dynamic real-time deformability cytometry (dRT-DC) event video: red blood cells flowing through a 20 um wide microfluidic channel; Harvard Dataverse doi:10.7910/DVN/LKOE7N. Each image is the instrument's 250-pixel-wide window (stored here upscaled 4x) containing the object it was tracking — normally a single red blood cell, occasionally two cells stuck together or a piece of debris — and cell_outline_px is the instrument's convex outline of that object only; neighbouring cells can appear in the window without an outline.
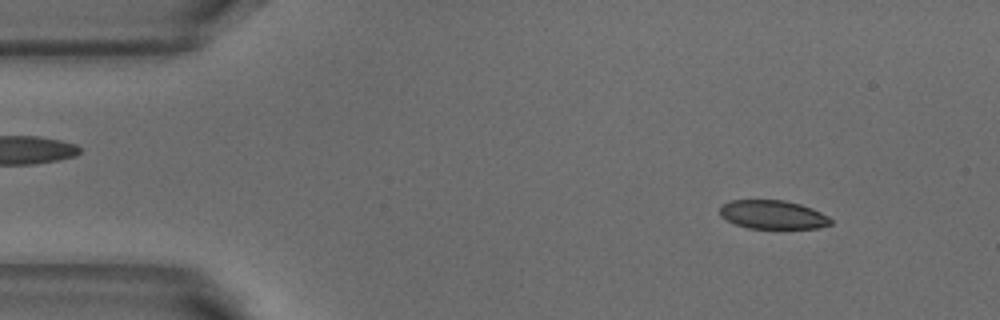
{"species": "common noctule bat (a hibernating species)", "species_latin": "Nyctalus noctula", "temperature_condition": "warm", "stored_images_in_passage": 51, "camera_frame_rate_fps": 3000, "um_per_image_px": 0.085, "animal": {"sex": "male", "body_mass_g": 18.8}, "frame": {"image": 1, "passage_image": 5, "time_ms": 1.333, "image_size_px": [1000, 320], "cell_outline_px": [[832, 224], [820, 228], [748, 228], [736, 224], [720, 216], [720, 204], [728, 200], [784, 200], [800, 204], [812, 208], [828, 216], [832, 220]], "centroid_in_image_um": [65.68, 18.24], "position_along_channel_um": 19.3, "area_um2": 18.61}}
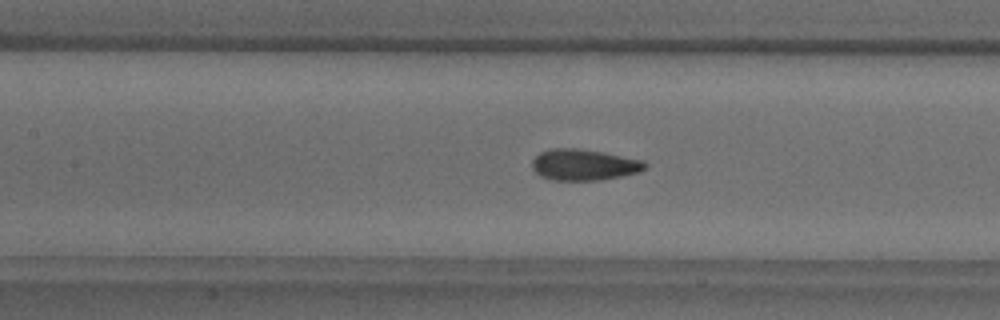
{"frame": {"image": 2, "passage_image": 22, "time_ms": 7.0, "image_size_px": [1000, 320], "cell_outline_px": [[648, 168], [640, 172], [600, 180], [552, 180], [540, 176], [532, 168], [532, 160], [540, 152], [548, 148], [580, 148], [644, 160], [648, 164]], "centroid_in_image_um": [49.64, 14.0], "position_along_channel_um": 157.8, "area_um2": 20.69}}
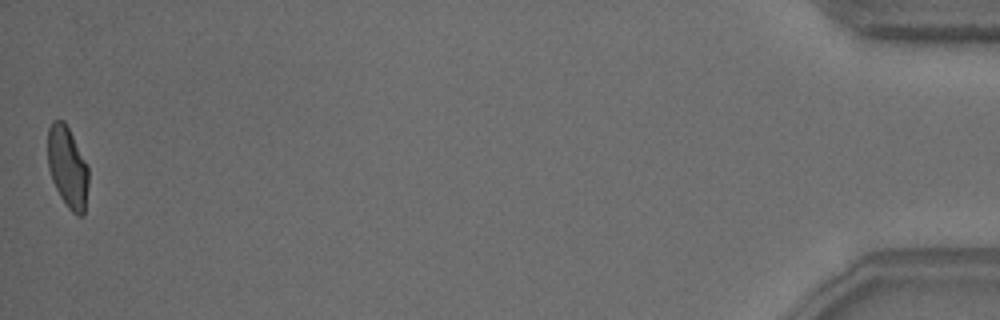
{"frame": {"image": 3, "passage_image": 51, "time_ms": 16.667, "image_size_px": [1000, 320], "cell_outline_px": [[88, 184], [84, 216], [76, 216], [68, 208], [60, 196], [52, 180], [48, 168], [48, 128], [52, 120], [64, 120], [88, 168]], "centroid_in_image_um": [5.73, 14.24], "position_along_channel_um": 429.5, "area_um2": 19.13}, "authors_computed_cell_mechanics": {"area_um2": 20.2878, "velocity_mm_per_s": 3.8242, "shape_relaxation_time_tau1_ms": 5.0719, "shape_relaxation_time_tau2_ms": null, "deformation_change_tau1": 0.1495, "deformation_change_tau2": null}}